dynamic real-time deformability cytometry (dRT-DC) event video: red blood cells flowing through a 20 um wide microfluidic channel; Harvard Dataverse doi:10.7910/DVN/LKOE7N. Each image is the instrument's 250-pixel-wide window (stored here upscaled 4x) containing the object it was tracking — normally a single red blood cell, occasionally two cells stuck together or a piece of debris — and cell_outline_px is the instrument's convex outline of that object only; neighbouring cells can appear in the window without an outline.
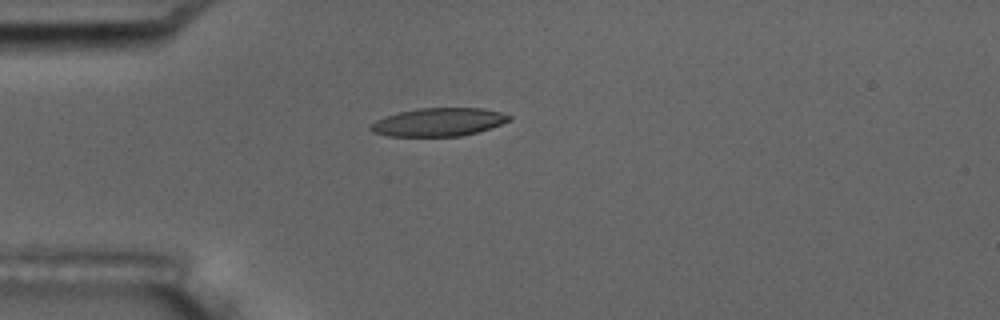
{"species": "common noctule bat (a hibernating species)", "species_latin": "Nyctalus noctula", "temperature_condition": "room temperature", "stored_images_in_passage": 3, "camera_frame_rate_fps": 3000, "um_per_image_px": 0.085, "animal": {"sex": "male", "body_mass_g": 17.5, "forearm_length_mm": 52.3}, "frame": {"image": 1, "passage_image": 3, "time_ms": 2.333, "image_size_px": [1000, 320], "cell_outline_px": [[512, 120], [476, 132], [460, 136], [388, 136], [372, 132], [368, 128], [376, 120], [400, 112], [420, 108], [484, 108], [500, 112], [512, 116]], "centroid_in_image_um": [37.29, 10.38], "position_along_channel_um": 47.7, "area_um2": 22.54}}